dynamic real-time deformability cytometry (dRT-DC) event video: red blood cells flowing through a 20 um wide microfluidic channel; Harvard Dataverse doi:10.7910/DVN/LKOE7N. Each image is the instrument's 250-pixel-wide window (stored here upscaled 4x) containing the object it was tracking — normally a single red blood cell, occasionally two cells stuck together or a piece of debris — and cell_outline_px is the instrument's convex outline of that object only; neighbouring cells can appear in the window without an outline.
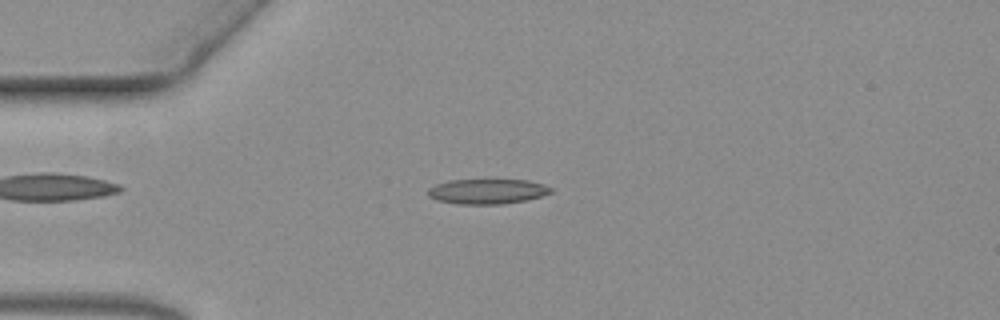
{"species": "common noctule bat (a hibernating species)", "species_latin": "Nyctalus noctula", "temperature_condition": "warm", "stored_images_in_passage": 60, "camera_frame_rate_fps": 3000, "um_per_image_px": 0.085, "animal": {"sex": "female", "body_mass_g": 19.3, "forearm_length_mm": 54.1}, "frame": {"image": 1, "passage_image": 15, "time_ms": 4.667, "image_size_px": [1000, 320], "cell_outline_px": [[552, 192], [540, 196], [524, 200], [500, 204], [456, 204], [436, 200], [428, 196], [428, 188], [436, 184], [448, 180], [528, 180], [544, 184], [552, 188]], "centroid_in_image_um": [41.38, 16.26], "position_along_channel_um": 43.6, "area_um2": 17.86}}
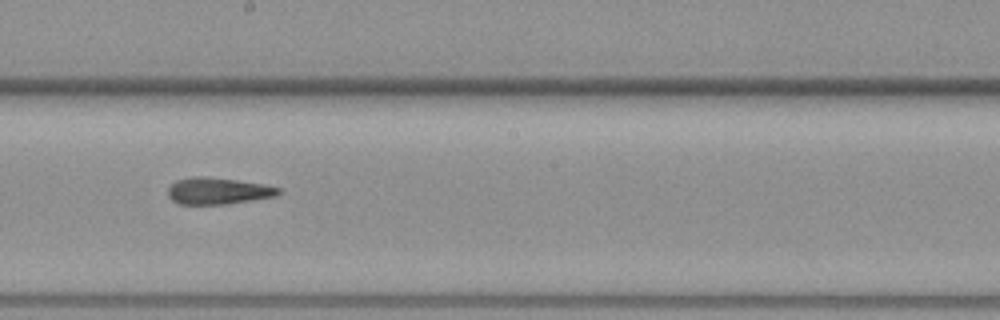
{"frame": {"image": 2, "passage_image": 33, "time_ms": 10.667, "image_size_px": [1000, 320], "cell_outline_px": [[280, 192], [276, 196], [252, 200], [224, 204], [180, 204], [172, 200], [168, 196], [168, 188], [176, 180], [192, 176], [208, 176], [264, 184], [280, 188]], "centroid_in_image_um": [18.51, 16.22], "position_along_channel_um": 229.7, "area_um2": 17.17}}
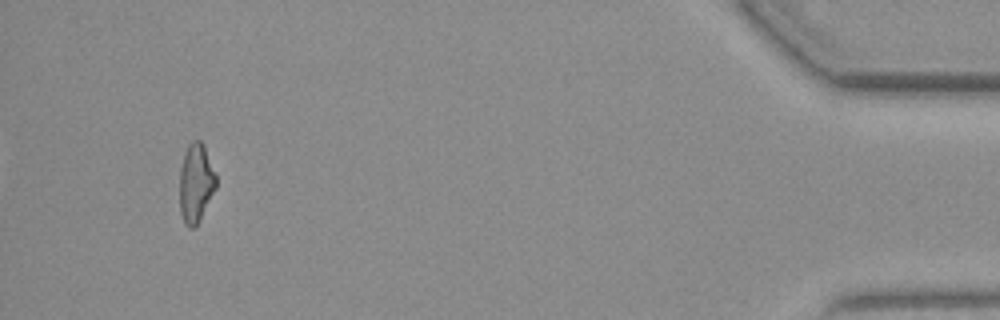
{"frame": {"image": 3, "passage_image": 56, "time_ms": 18.333, "image_size_px": [1000, 320], "cell_outline_px": [[216, 188], [200, 220], [192, 228], [188, 228], [184, 224], [180, 212], [180, 168], [188, 144], [192, 140], [200, 140], [204, 144], [216, 176]], "centroid_in_image_um": [16.64, 15.56], "position_along_channel_um": 418.6, "area_um2": 16.76}}